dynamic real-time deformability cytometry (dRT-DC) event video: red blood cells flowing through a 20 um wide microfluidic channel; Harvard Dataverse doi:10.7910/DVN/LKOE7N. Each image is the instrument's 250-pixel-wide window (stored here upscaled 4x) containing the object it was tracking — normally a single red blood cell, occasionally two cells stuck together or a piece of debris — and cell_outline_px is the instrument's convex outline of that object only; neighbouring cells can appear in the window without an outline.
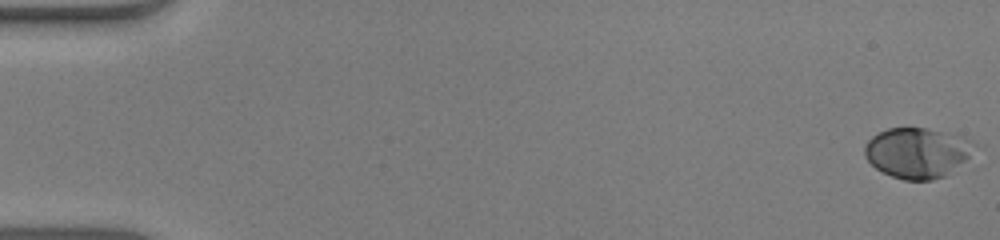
{"species": "human", "species_latin": "Homo sapiens", "temperature_condition": "warm", "stored_images_in_passage": 53, "camera_frame_rate_fps": 3000, "um_per_image_px": 0.085, "donor": {"sex": "male"}, "frame": {"image": 1, "passage_image": 1, "time_ms": 0.0, "image_size_px": [1000, 240], "cell_outline_px": [[976, 148], [964, 160], [944, 176], [932, 180], [904, 180], [892, 176], [876, 168], [864, 156], [864, 144], [872, 136], [888, 128], [928, 128], [972, 140], [976, 144]], "centroid_in_image_um": [77.93, 12.98], "position_along_channel_um": 7.1, "area_um2": 31.79}}
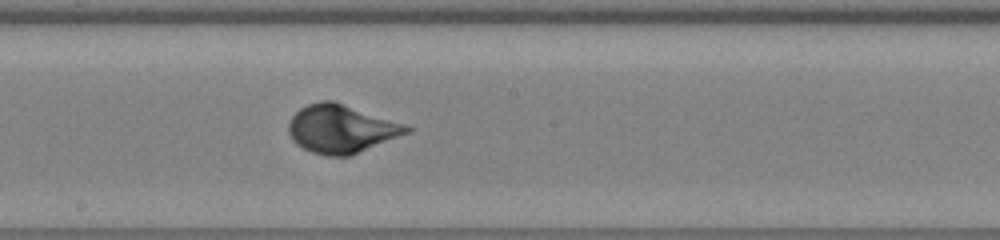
{"frame": {"image": 2, "passage_image": 30, "time_ms": 9.667, "image_size_px": [1000, 240], "cell_outline_px": [[412, 132], [352, 156], [324, 156], [312, 152], [296, 144], [292, 140], [288, 132], [288, 124], [292, 116], [300, 108], [308, 104], [320, 100], [332, 100], [404, 124], [412, 128]], "centroid_in_image_um": [29.01, 10.97], "position_along_channel_um": 219.2, "area_um2": 33.35}}
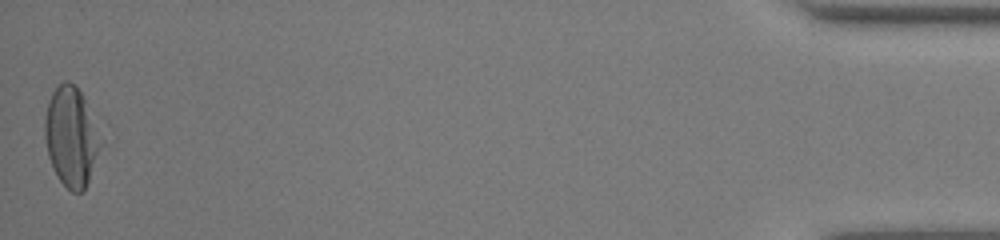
{"frame": {"image": 3, "passage_image": 53, "time_ms": 17.333, "image_size_px": [1000, 240], "cell_outline_px": [[104, 140], [84, 192], [72, 192], [60, 180], [48, 156], [44, 136], [44, 120], [48, 100], [52, 92], [64, 80], [68, 80], [80, 92], [100, 128]], "centroid_in_image_um": [6.08, 11.62], "position_along_channel_um": 429.1, "area_um2": 32.6}, "authors_computed_cell_mechanics": {"area_um2": 31.3276, "velocity_mm_per_s": 3.9442, "shape_relaxation_time_tau1_ms": 3.4361, "shape_relaxation_time_tau2_ms": null, "deformation_change_tau1": 0.1821, "deformation_change_tau2": null}}